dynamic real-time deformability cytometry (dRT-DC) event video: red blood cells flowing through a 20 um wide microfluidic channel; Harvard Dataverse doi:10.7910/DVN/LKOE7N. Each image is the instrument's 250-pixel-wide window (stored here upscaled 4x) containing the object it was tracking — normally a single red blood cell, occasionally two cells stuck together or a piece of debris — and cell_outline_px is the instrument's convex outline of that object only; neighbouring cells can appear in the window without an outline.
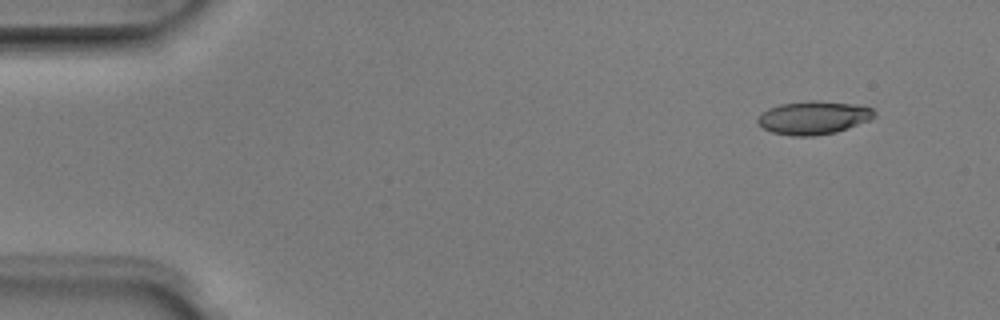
{"species": "Egyptian fruit bat (a non-hibernating species)", "species_latin": "Rousettus aegyptiacus", "temperature_condition": "room temperature", "stored_images_in_passage": 4, "camera_frame_rate_fps": 3000, "um_per_image_px": 0.085, "animal": {"sex": "male"}, "frame": {"image": 1, "passage_image": 2, "time_ms": 0.333, "image_size_px": [1000, 320], "cell_outline_px": [[876, 116], [872, 120], [836, 132], [812, 136], [792, 136], [772, 132], [764, 128], [756, 120], [760, 112], [768, 108], [780, 104], [808, 100], [812, 100], [856, 104], [872, 108], [876, 112]], "centroid_in_image_um": [69.16, 9.99], "position_along_channel_um": 15.8, "area_um2": 22.83}}